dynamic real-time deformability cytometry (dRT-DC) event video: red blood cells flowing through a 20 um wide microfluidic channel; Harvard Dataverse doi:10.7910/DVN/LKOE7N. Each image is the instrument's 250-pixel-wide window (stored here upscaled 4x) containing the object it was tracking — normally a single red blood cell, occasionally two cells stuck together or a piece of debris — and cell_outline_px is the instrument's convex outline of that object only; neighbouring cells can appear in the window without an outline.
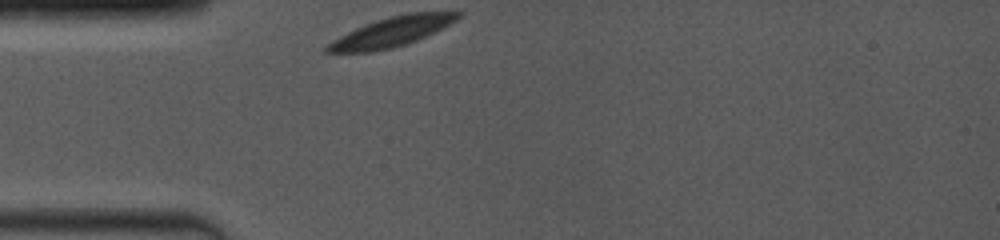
{"species": "common noctule bat (a hibernating species)", "species_latin": "Nyctalus noctula", "temperature_condition": "room temperature", "stored_images_in_passage": 24, "camera_frame_rate_fps": 4000, "um_per_image_px": 0.085, "animal": {"sex": "female", "body_mass_g": 19.0, "forearm_length_mm": 53.3}, "frame": {"image": 1, "passage_image": 1, "time_ms": 0.0, "image_size_px": [1000, 240], "cell_outline_px": [[464, 12], [456, 20], [416, 40], [392, 48], [368, 52], [324, 52], [324, 48], [332, 40], [356, 28], [376, 20], [408, 12]], "centroid_in_image_um": [33.25, 2.7], "position_along_channel_um": 51.8, "area_um2": 21.96}}
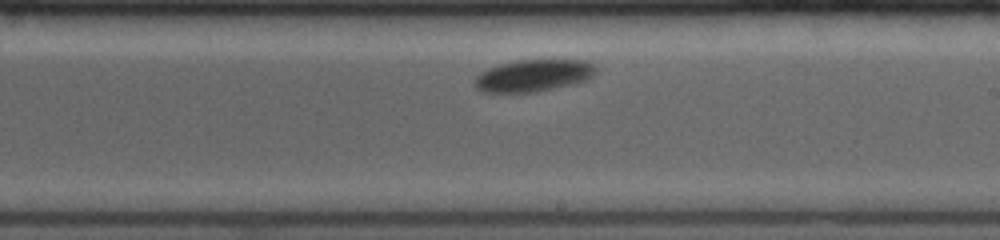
{"frame": {"image": 2, "passage_image": 14, "time_ms": 5.5, "image_size_px": [1000, 240], "cell_outline_px": [[596, 72], [588, 80], [536, 92], [480, 92], [472, 84], [472, 80], [476, 76], [488, 68], [500, 64], [516, 60], [588, 60], [596, 68]], "centroid_in_image_um": [45.3, 6.42], "position_along_channel_um": 243.7, "area_um2": 22.72}}
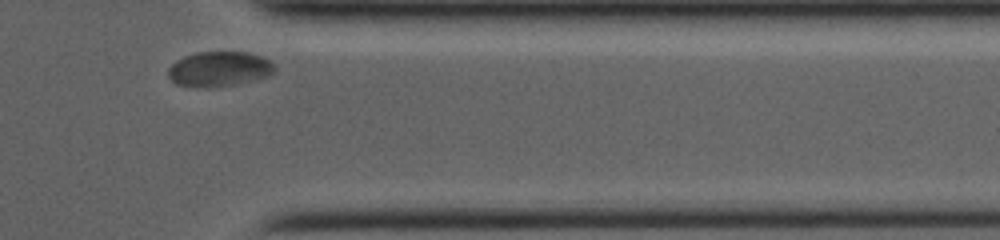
{"frame": {"image": 3, "passage_image": 24, "time_ms": 9.5, "image_size_px": [1000, 240], "cell_outline_px": [[276, 72], [268, 76], [256, 80], [236, 84], [208, 88], [204, 88], [176, 84], [168, 76], [168, 68], [176, 60], [184, 56], [196, 52], [248, 52], [260, 56], [276, 64]], "centroid_in_image_um": [18.66, 5.87], "position_along_channel_um": 392.7, "area_um2": 21.96}, "authors_computed_cell_mechanics": {"area_um2": 22.5998, "velocity_mm_per_s": 3.6835, "shape_relaxation_time_tau1_ms": 1.5357, "shape_relaxation_time_tau2_ms": null, "deformation_change_tau1": 0.0516, "deformation_change_tau2": null}}